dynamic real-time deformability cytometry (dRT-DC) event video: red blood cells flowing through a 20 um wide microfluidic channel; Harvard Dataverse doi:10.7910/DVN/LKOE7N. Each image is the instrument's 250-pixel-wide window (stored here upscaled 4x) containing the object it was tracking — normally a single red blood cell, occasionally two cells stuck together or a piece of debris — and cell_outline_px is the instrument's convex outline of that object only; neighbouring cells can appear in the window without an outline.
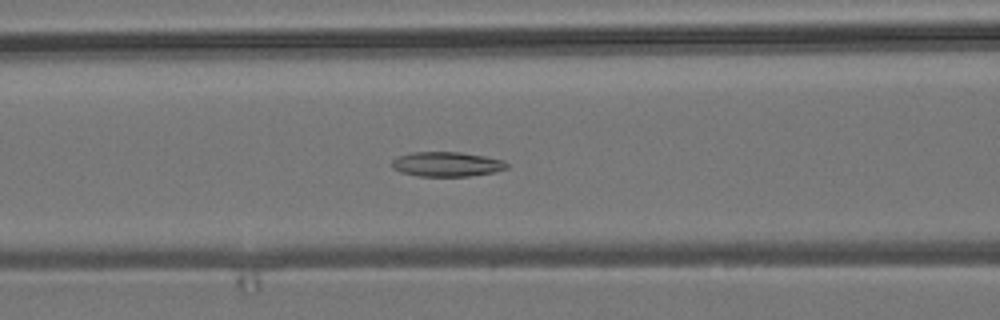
{"species": "common noctule bat (a hibernating species)", "species_latin": "Nyctalus noctula", "temperature_condition": "room temperature", "stored_images_in_passage": 55, "camera_frame_rate_fps": 3000, "um_per_image_px": 0.085, "animal": {"sex": "male", "body_mass_g": 19.2, "forearm_length_mm": 51.8}, "frame": {"image": 1, "passage_image": 22, "time_ms": 7.0, "image_size_px": [1000, 320], "cell_outline_px": [[508, 168], [492, 172], [468, 176], [416, 176], [400, 172], [392, 168], [392, 160], [396, 156], [412, 152], [460, 152], [484, 156], [500, 160], [508, 164]], "centroid_in_image_um": [37.9, 13.95], "position_along_channel_um": 128.7, "area_um2": 16.47}}
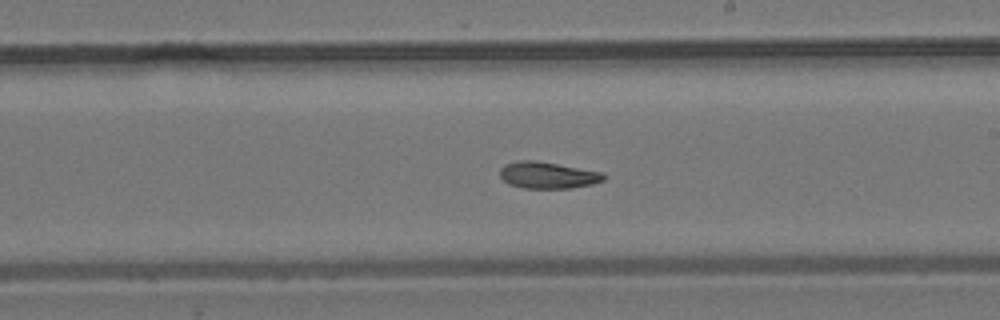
{"frame": {"image": 2, "passage_image": 31, "time_ms": 10.0, "image_size_px": [1000, 320], "cell_outline_px": [[608, 176], [604, 180], [592, 184], [572, 188], [524, 188], [508, 184], [500, 176], [500, 168], [504, 164], [520, 160], [532, 160], [604, 172]], "centroid_in_image_um": [46.58, 14.89], "position_along_channel_um": 242.4, "area_um2": 16.13}}
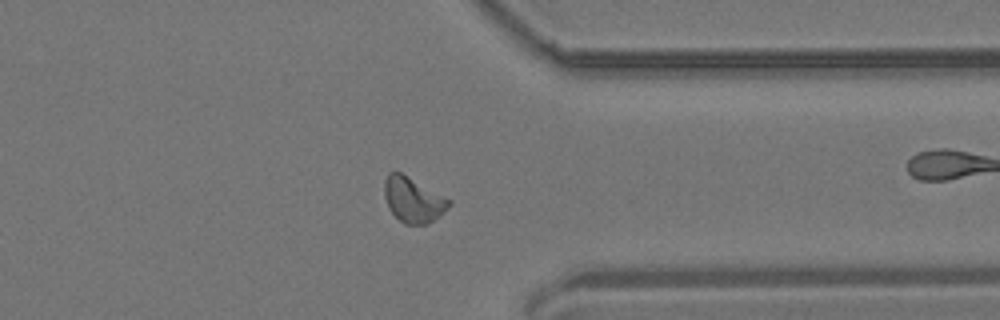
{"frame": {"image": 3, "passage_image": 42, "time_ms": 13.667, "image_size_px": [1000, 320], "cell_outline_px": [[452, 204], [448, 208], [428, 224], [404, 224], [388, 208], [384, 196], [384, 180], [388, 172], [400, 172], [452, 200]], "centroid_in_image_um": [35.11, 16.98], "position_along_channel_um": 376.3, "area_um2": 16.94}, "authors_computed_cell_mechanics": {"area_um2": 16.7042, "velocity_mm_per_s": 3.8034, "shape_relaxation_time_tau1_ms": null, "shape_relaxation_time_tau2_ms": 3.1345, "deformation_change_tau1": null, "deformation_change_tau2": 0.0878}}